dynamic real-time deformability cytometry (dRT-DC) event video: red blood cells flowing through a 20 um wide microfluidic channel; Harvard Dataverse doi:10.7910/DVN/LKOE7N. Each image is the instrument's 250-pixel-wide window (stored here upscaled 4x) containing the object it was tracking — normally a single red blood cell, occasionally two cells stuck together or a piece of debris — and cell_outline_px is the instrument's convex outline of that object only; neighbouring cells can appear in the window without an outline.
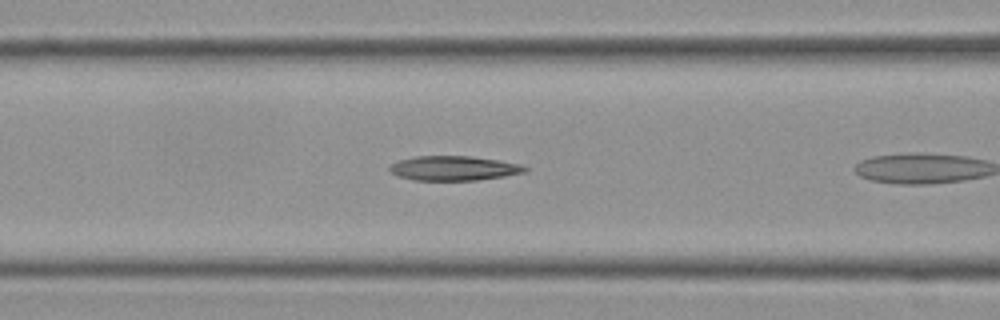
{"species": "Egyptian fruit bat (a non-hibernating species)", "species_latin": "Rousettus aegyptiacus", "temperature_condition": "cold", "stored_images_in_passage": 8, "camera_frame_rate_fps": 3000, "um_per_image_px": 0.085, "frame": {"image": 1, "passage_image": 7, "time_ms": 2.0, "image_size_px": [1000, 320], "cell_outline_px": [[528, 172], [504, 176], [476, 180], [412, 180], [396, 176], [388, 172], [388, 168], [392, 164], [400, 160], [416, 156], [472, 156], [520, 164], [528, 168]], "centroid_in_image_um": [38.54, 14.3], "position_along_channel_um": 128.1, "area_um2": 19.42}}